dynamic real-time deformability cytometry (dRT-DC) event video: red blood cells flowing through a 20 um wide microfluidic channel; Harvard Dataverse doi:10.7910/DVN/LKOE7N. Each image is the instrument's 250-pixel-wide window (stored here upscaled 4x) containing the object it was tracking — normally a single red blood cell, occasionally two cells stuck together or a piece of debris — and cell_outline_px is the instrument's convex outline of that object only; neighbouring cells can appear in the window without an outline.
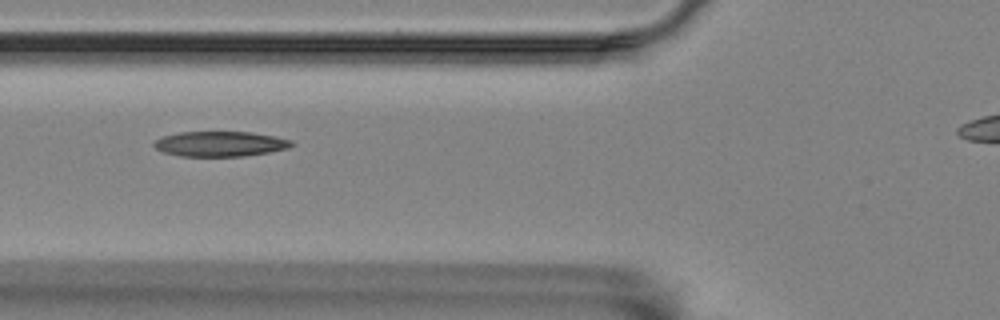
{"species": "Egyptian fruit bat (a non-hibernating species)", "species_latin": "Rousettus aegyptiacus", "temperature_condition": "room temperature", "stored_images_in_passage": 8, "camera_frame_rate_fps": 3000, "um_per_image_px": 0.085, "animal": {"sex": "female"}, "frame": {"image": 1, "passage_image": 3, "time_ms": 0.667, "image_size_px": [1000, 320], "cell_outline_px": [[296, 144], [288, 148], [268, 152], [244, 156], [180, 156], [164, 152], [156, 148], [152, 144], [160, 136], [180, 132], [252, 132], [276, 136], [292, 140]], "centroid_in_image_um": [18.73, 12.22], "position_along_channel_um": 107.1, "area_um2": 20.23}}
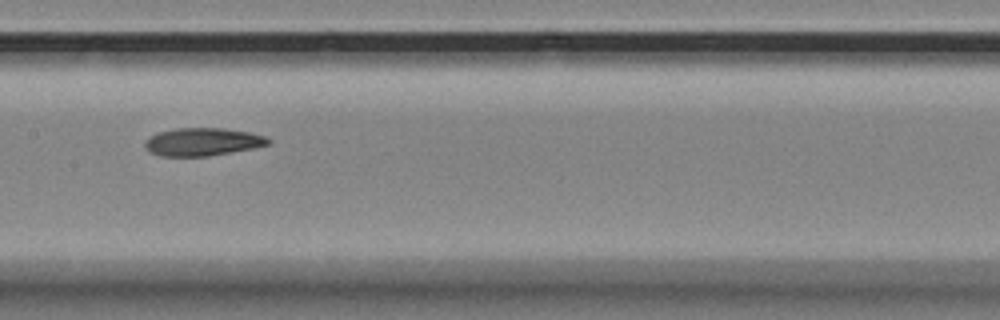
{"frame": {"image": 2, "passage_image": 5, "time_ms": 1.333, "image_size_px": [1000, 320], "cell_outline_px": [[272, 144], [252, 148], [208, 156], [160, 156], [152, 152], [144, 144], [148, 136], [156, 132], [176, 128], [224, 128], [248, 132], [268, 136], [272, 140]], "centroid_in_image_um": [17.25, 12.04], "position_along_channel_um": 190.1, "area_um2": 20.11}}
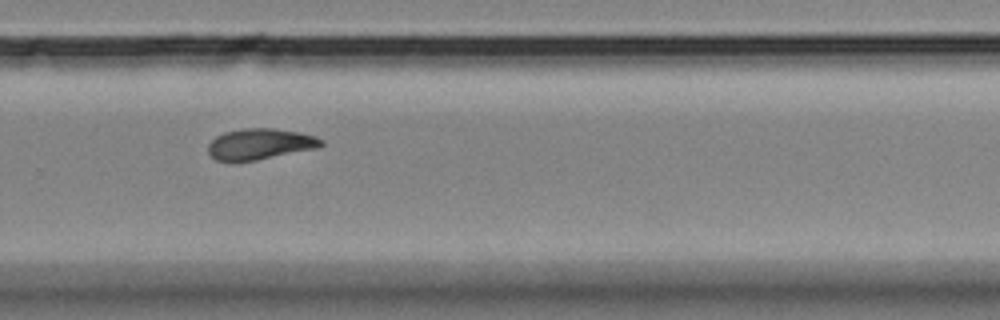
{"frame": {"image": 3, "passage_image": 8, "time_ms": 2.333, "image_size_px": [1000, 320], "cell_outline_px": [[324, 144], [316, 148], [256, 160], [216, 160], [208, 152], [208, 144], [216, 136], [224, 132], [244, 128], [272, 128], [300, 132], [316, 136], [324, 140]], "centroid_in_image_um": [22.12, 12.22], "position_along_channel_um": 307.7, "area_um2": 20.17}}